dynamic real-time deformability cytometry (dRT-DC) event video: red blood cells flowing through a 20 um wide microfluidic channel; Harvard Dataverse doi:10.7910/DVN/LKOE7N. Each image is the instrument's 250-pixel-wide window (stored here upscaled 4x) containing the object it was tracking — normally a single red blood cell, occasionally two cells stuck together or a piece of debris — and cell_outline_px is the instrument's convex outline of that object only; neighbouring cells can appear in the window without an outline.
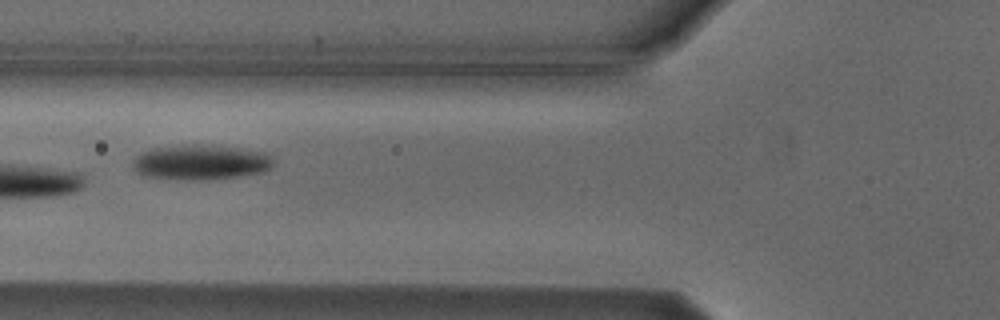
{"species": "Egyptian fruit bat (a non-hibernating species)", "species_latin": "Rousettus aegyptiacus", "temperature_condition": "cold", "stored_images_in_passage": 9, "camera_frame_rate_fps": 3000, "um_per_image_px": 0.085, "animal": {"sex": "male"}, "frame": {"image": 1, "passage_image": 6, "time_ms": 6.667, "image_size_px": [1000, 320], "cell_outline_px": [[272, 164], [264, 172], [236, 176], [204, 180], [192, 180], [144, 176], [136, 172], [132, 168], [132, 160], [140, 152], [152, 148], [180, 144], [200, 144], [240, 148], [268, 152], [272, 160]], "centroid_in_image_um": [17.0, 13.77], "position_along_channel_um": 108.8, "area_um2": 28.96}}
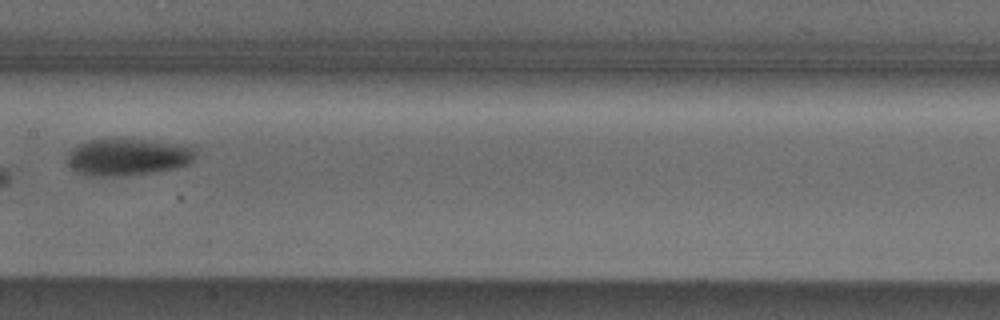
{"frame": {"image": 2, "passage_image": 8, "time_ms": 9.0, "image_size_px": [1000, 320], "cell_outline_px": [[196, 152], [192, 160], [188, 164], [176, 168], [152, 172], [120, 176], [88, 176], [76, 172], [68, 168], [68, 152], [72, 148], [88, 140], [144, 140], [192, 144], [196, 148]], "centroid_in_image_um": [10.88, 13.35], "position_along_channel_um": 196.5, "area_um2": 27.8}}
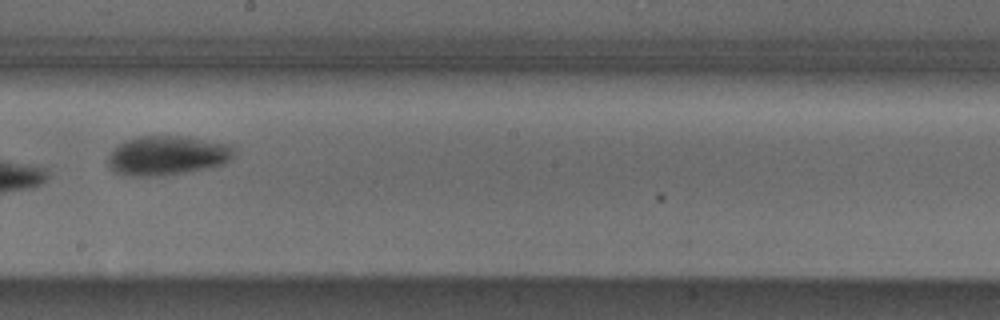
{"frame": {"image": 3, "passage_image": 9, "time_ms": 10.0, "image_size_px": [1000, 320], "cell_outline_px": [[236, 152], [224, 164], [208, 168], [168, 176], [124, 176], [112, 172], [108, 164], [108, 156], [124, 140], [140, 136], [184, 136], [232, 144]], "centroid_in_image_um": [14.22, 13.23], "position_along_channel_um": 234.0, "area_um2": 29.36}}